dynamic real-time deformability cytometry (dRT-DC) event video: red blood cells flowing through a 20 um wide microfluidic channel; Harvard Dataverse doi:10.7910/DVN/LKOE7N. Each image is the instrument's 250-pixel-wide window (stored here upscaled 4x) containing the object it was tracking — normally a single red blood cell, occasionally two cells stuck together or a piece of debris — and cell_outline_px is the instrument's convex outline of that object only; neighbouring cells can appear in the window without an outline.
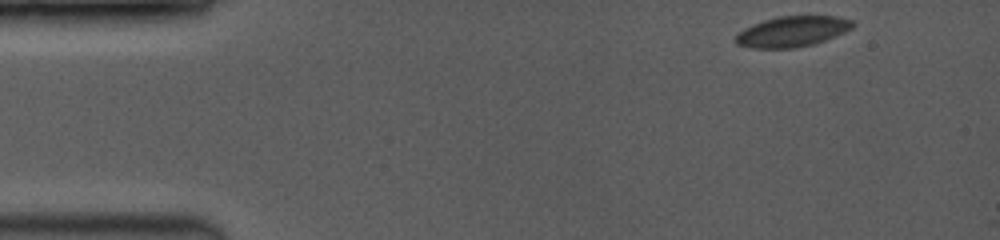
{"species": "common noctule bat (a hibernating species)", "species_latin": "Nyctalus noctula", "temperature_condition": "room temperature", "stored_images_in_passage": 13, "camera_frame_rate_fps": 3500, "um_per_image_px": 0.085, "animal": {"sex": "female", "body_mass_g": 19.0, "forearm_length_mm": 53.3}, "frame": {"image": 1, "passage_image": 1, "time_ms": 0.0, "image_size_px": [1000, 240], "cell_outline_px": [[856, 24], [852, 28], [844, 32], [824, 40], [812, 44], [792, 48], [752, 48], [736, 44], [736, 36], [744, 28], [752, 24], [764, 20], [780, 16], [836, 16], [852, 20]], "centroid_in_image_um": [67.35, 2.67], "position_along_channel_um": 17.7, "area_um2": 20.63}}
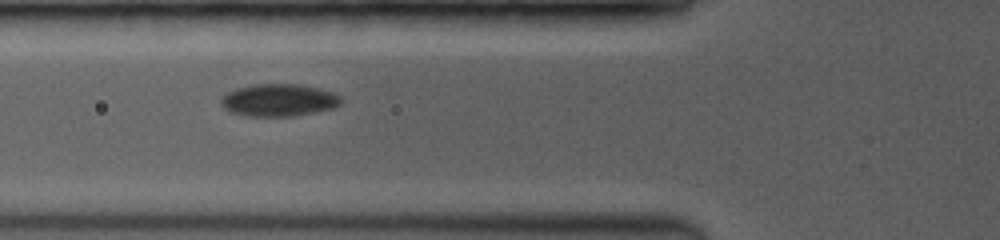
{"frame": {"image": 2, "passage_image": 8, "time_ms": 4.571, "image_size_px": [1000, 240], "cell_outline_px": [[344, 100], [340, 104], [332, 108], [292, 116], [248, 116], [228, 112], [220, 104], [220, 96], [236, 88], [256, 84], [296, 84], [320, 88], [332, 92], [340, 96]], "centroid_in_image_um": [23.66, 8.51], "position_along_channel_um": 102.1, "area_um2": 22.72}}
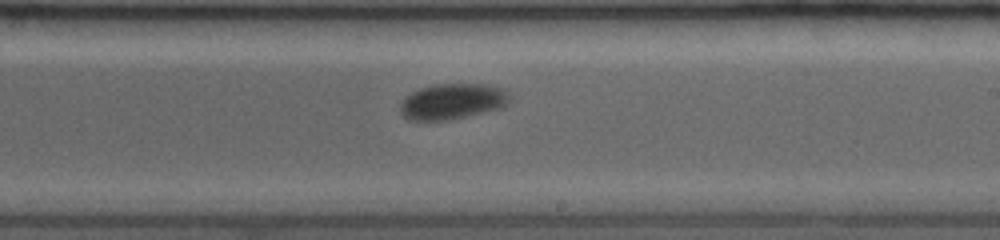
{"frame": {"image": 3, "passage_image": 13, "time_ms": 8.286, "image_size_px": [1000, 240], "cell_outline_px": [[508, 104], [504, 108], [448, 120], [408, 120], [400, 112], [400, 104], [412, 92], [420, 88], [436, 84], [488, 84], [500, 88], [508, 92]], "centroid_in_image_um": [38.47, 8.62], "position_along_channel_um": 250.5, "area_um2": 22.72}}